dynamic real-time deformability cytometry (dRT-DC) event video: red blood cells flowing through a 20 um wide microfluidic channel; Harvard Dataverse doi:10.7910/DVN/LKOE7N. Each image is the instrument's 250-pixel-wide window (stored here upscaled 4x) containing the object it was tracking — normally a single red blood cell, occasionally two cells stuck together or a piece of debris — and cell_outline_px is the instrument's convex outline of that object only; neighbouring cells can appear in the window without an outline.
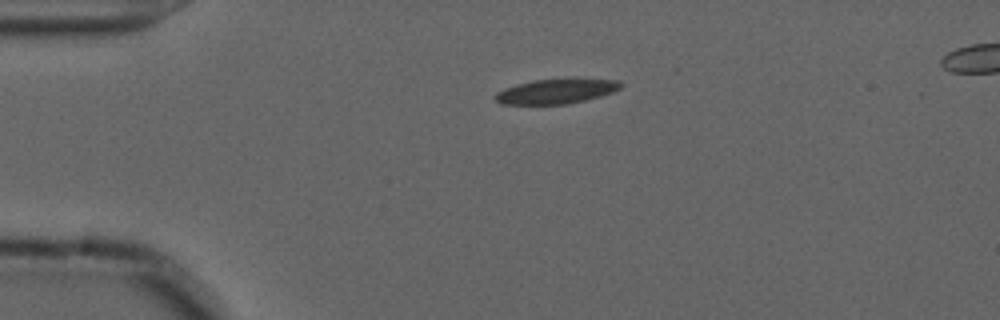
{"species": "common noctule bat (a hibernating species)", "species_latin": "Nyctalus noctula", "temperature_condition": "cold", "stored_images_in_passage": 46, "camera_frame_rate_fps": 3000, "um_per_image_px": 0.085, "animal": {"sex": "male", "forearm_length_mm": 52.5}, "frame": {"image": 1, "passage_image": 1, "time_ms": 0.0, "image_size_px": [1000, 320], "cell_outline_px": [[624, 84], [620, 88], [612, 92], [600, 96], [584, 100], [564, 104], [500, 104], [492, 96], [496, 92], [504, 88], [516, 84], [536, 80], [620, 80]], "centroid_in_image_um": [47.21, 7.78], "position_along_channel_um": 37.8, "area_um2": 17.63}}
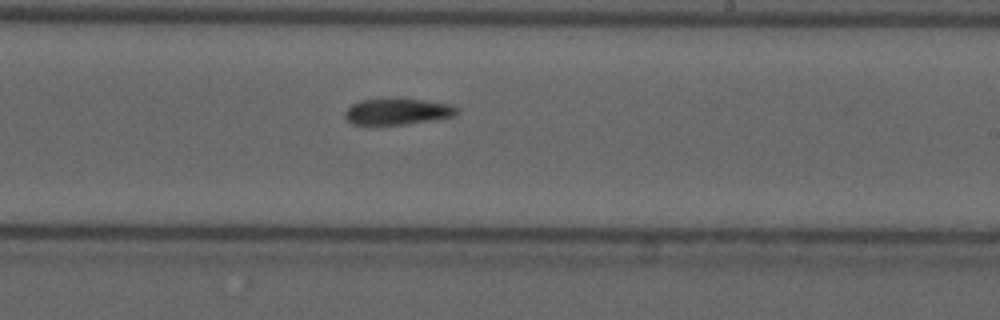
{"frame": {"image": 2, "passage_image": 22, "time_ms": 7.0, "image_size_px": [1000, 320], "cell_outline_px": [[460, 112], [452, 116], [436, 120], [404, 124], [352, 124], [344, 116], [344, 112], [352, 104], [360, 100], [396, 96], [448, 104], [456, 108]], "centroid_in_image_um": [33.76, 9.45], "position_along_channel_um": 255.2, "area_um2": 17.46}}
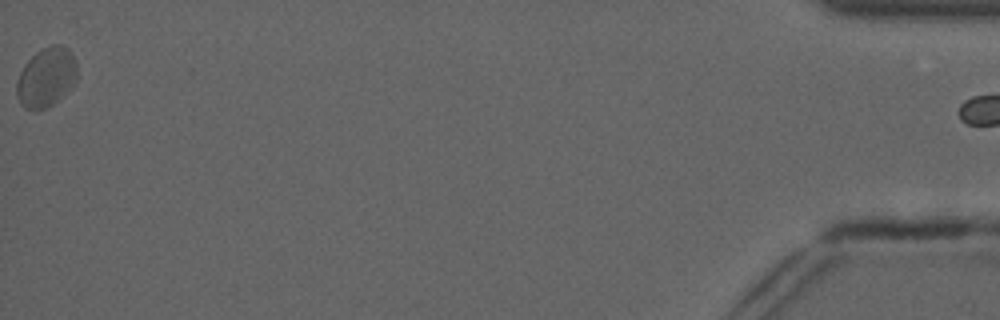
{"frame": {"image": 3, "passage_image": 45, "time_ms": 14.667, "image_size_px": [1000, 320], "cell_outline_px": [[76, 80], [64, 96], [48, 108], [36, 112], [24, 108], [20, 104], [16, 96], [16, 84], [20, 72], [24, 64], [40, 48], [52, 44], [60, 44], [68, 48], [76, 64]], "centroid_in_image_um": [3.9, 6.6], "position_along_channel_um": 431.3, "area_um2": 21.33}}